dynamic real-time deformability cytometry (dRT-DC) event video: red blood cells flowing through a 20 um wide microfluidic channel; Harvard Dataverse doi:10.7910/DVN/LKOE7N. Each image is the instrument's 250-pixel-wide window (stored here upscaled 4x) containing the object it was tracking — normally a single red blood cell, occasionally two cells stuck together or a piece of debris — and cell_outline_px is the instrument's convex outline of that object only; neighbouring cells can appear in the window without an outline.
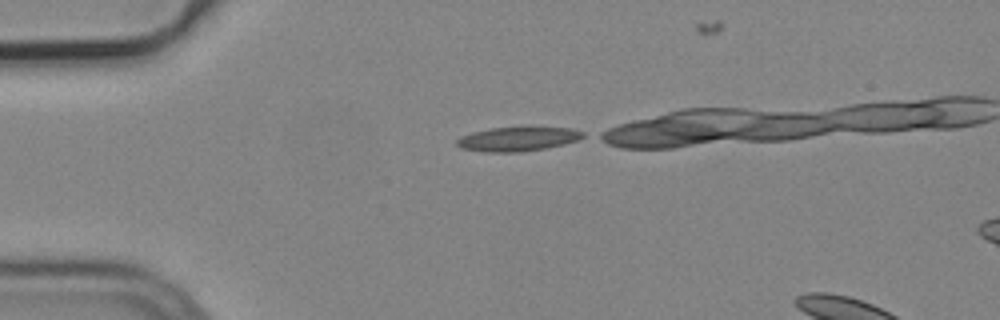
{"species": "common noctule bat (a hibernating species)", "species_latin": "Nyctalus noctula", "temperature_condition": "cold", "stored_images_in_passage": 2, "camera_frame_rate_fps": 3000, "um_per_image_px": 0.085, "animal": {"sex": "male", "body_mass_g": 19.2, "forearm_length_mm": 51.8}, "frame": {"image": 1, "passage_image": 1, "time_ms": 0.0, "image_size_px": [1000, 320], "cell_outline_px": [[584, 136], [576, 140], [564, 144], [544, 148], [520, 152], [484, 152], [460, 148], [456, 144], [456, 140], [460, 136], [472, 132], [488, 128], [524, 124], [528, 124], [572, 128], [584, 132]], "centroid_in_image_um": [44.01, 11.75], "position_along_channel_um": 41.0, "area_um2": 18.84}}